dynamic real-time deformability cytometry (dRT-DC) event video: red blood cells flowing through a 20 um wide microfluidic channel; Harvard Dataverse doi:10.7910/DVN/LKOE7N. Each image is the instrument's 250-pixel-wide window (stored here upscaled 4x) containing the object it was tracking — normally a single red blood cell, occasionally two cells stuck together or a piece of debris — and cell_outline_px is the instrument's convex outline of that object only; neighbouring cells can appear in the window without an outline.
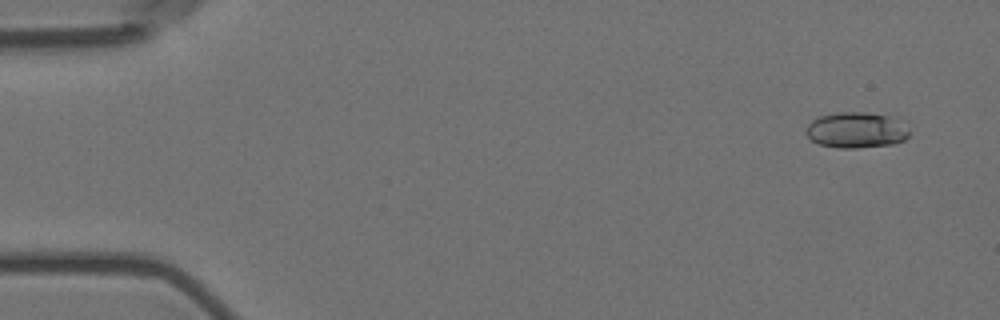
{"species": "Egyptian fruit bat (a non-hibernating species)", "species_latin": "Rousettus aegyptiacus", "temperature_condition": "room temperature", "stored_images_in_passage": 38, "camera_frame_rate_fps": 3000, "um_per_image_px": 0.085, "animal": {"sex": "female"}, "frame": {"image": 1, "passage_image": 1, "time_ms": 0.0, "image_size_px": [1000, 320], "cell_outline_px": [[908, 136], [904, 140], [892, 144], [856, 148], [840, 148], [820, 144], [812, 140], [804, 132], [808, 124], [812, 120], [820, 116], [836, 112], [864, 112], [888, 116], [908, 120]], "centroid_in_image_um": [72.83, 11.04], "position_along_channel_um": 12.2, "area_um2": 21.85}}
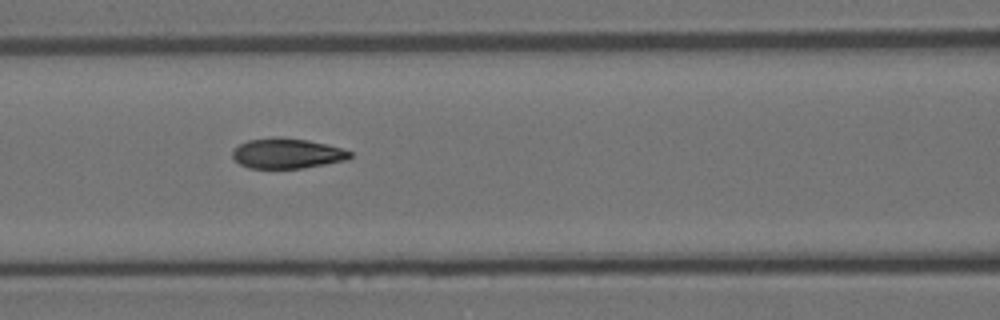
{"frame": {"image": 2, "passage_image": 22, "time_ms": 7.0, "image_size_px": [1000, 320], "cell_outline_px": [[352, 156], [348, 160], [304, 168], [248, 168], [240, 164], [232, 156], [232, 152], [240, 144], [248, 140], [280, 136], [308, 140], [340, 148], [352, 152]], "centroid_in_image_um": [24.41, 13.04], "position_along_channel_um": 142.2, "area_um2": 20.63}}
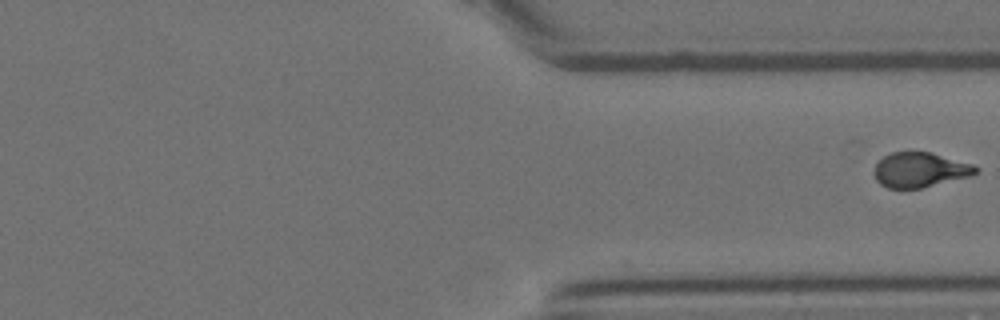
{"frame": {"image": 3, "passage_image": 38, "time_ms": 12.333, "image_size_px": [1000, 320], "cell_outline_px": [[980, 168], [972, 176], [920, 188], [888, 188], [880, 184], [876, 180], [872, 172], [872, 168], [884, 156], [892, 152], [932, 152], [972, 164]], "centroid_in_image_um": [78.18, 14.44], "position_along_channel_um": 333.2, "area_um2": 20.75}}